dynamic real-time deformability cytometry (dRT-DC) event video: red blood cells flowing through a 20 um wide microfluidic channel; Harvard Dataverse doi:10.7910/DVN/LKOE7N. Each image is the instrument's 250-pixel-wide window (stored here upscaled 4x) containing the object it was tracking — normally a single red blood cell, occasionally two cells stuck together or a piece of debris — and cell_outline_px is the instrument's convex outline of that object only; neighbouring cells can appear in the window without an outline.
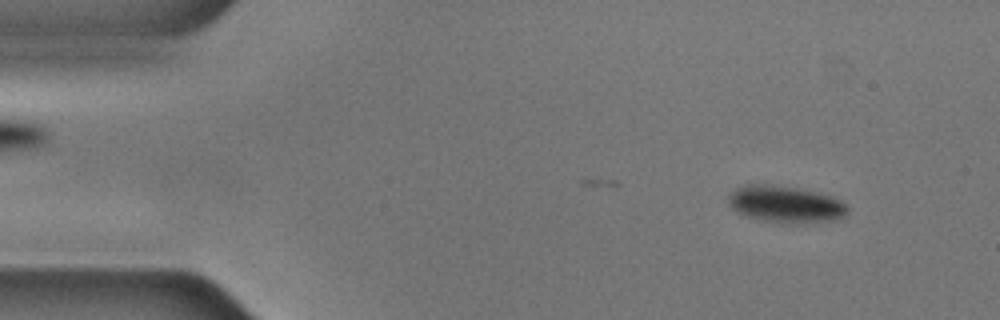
{"species": "common noctule bat (a hibernating species)", "species_latin": "Nyctalus noctula", "temperature_condition": "cold", "stored_images_in_passage": 40, "camera_frame_rate_fps": 3000, "um_per_image_px": 0.085, "animal": {"sex": "male", "body_mass_g": 17.9, "forearm_length_mm": 54.2}, "frame": {"image": 1, "passage_image": 3, "time_ms": 0.667, "image_size_px": [1000, 320], "cell_outline_px": [[848, 212], [844, 216], [832, 220], [764, 220], [744, 216], [736, 212], [732, 208], [728, 200], [728, 196], [736, 188], [744, 184], [772, 184], [800, 188], [832, 196], [848, 204]], "centroid_in_image_um": [66.73, 17.29], "position_along_channel_um": 18.3, "area_um2": 24.8}}
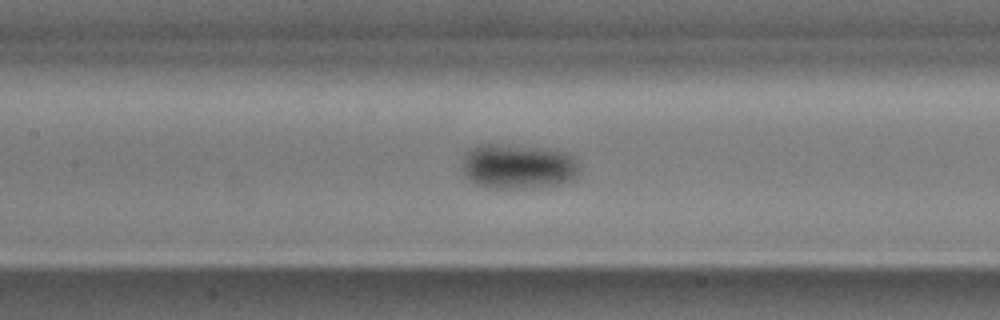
{"frame": {"image": 2, "passage_image": 22, "time_ms": 7.0, "image_size_px": [1000, 320], "cell_outline_px": [[576, 176], [572, 180], [556, 184], [524, 188], [492, 188], [476, 184], [464, 172], [464, 156], [472, 148], [480, 144], [492, 144], [536, 148], [568, 152], [576, 160]], "centroid_in_image_um": [44.03, 14.15], "position_along_channel_um": 163.4, "area_um2": 29.77}}
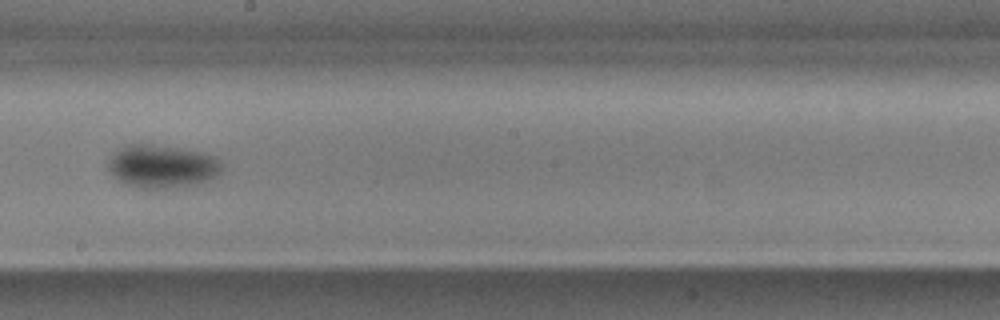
{"frame": {"image": 3, "passage_image": 28, "time_ms": 9.0, "image_size_px": [1000, 320], "cell_outline_px": [[224, 172], [220, 176], [196, 184], [172, 188], [140, 188], [128, 184], [120, 180], [108, 172], [108, 160], [124, 144], [144, 144], [180, 148], [200, 152], [216, 156], [224, 164]], "centroid_in_image_um": [13.85, 14.14], "position_along_channel_um": 234.4, "area_um2": 28.78}, "authors_computed_cell_mechanics": {"area_um2": 28.0041, "velocity_mm_per_s": 3.5657, "shape_relaxation_time_tau1_ms": 2.9791, "shape_relaxation_time_tau2_ms": null, "deformation_change_tau1": 0.0816, "deformation_change_tau2": null}}